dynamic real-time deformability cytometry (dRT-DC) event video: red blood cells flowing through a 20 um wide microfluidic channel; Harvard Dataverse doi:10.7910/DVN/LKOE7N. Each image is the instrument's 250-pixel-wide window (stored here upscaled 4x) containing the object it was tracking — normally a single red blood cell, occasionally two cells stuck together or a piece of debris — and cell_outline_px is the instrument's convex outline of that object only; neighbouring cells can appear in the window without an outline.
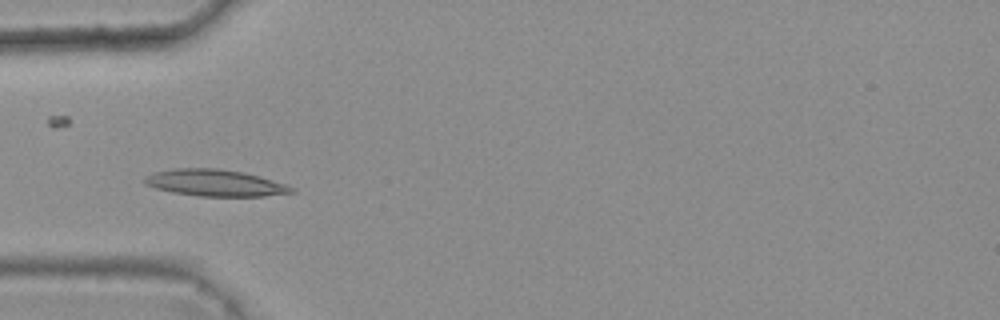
{"species": "common noctule bat (a hibernating species)", "species_latin": "Nyctalus noctula", "temperature_condition": "warm", "stored_images_in_passage": 9, "camera_frame_rate_fps": 3000, "um_per_image_px": 0.085, "animal": {"sex": "female", "body_mass_g": 25.1}, "frame": {"image": 1, "passage_image": 4, "time_ms": 1.0, "image_size_px": [1000, 320], "cell_outline_px": [[296, 192], [264, 196], [200, 196], [172, 192], [156, 188], [144, 184], [144, 176], [152, 172], [176, 168], [220, 168], [244, 172], [288, 184], [296, 188]], "centroid_in_image_um": [18.3, 15.54], "position_along_channel_um": 66.7, "area_um2": 23.06}}
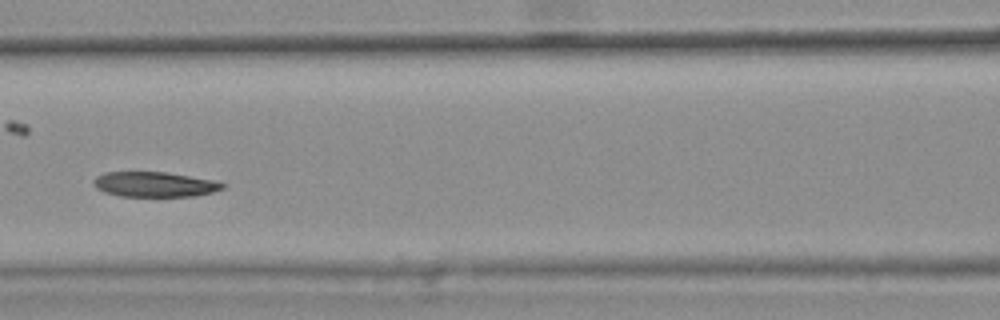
{"frame": {"image": 2, "passage_image": 6, "time_ms": 1.667, "image_size_px": [1000, 320], "cell_outline_px": [[228, 184], [224, 188], [212, 192], [196, 196], [120, 196], [104, 192], [96, 188], [92, 184], [92, 180], [96, 176], [104, 172], [164, 172], [216, 180]], "centroid_in_image_um": [13.14, 15.67], "position_along_channel_um": 153.5, "area_um2": 19.02}}